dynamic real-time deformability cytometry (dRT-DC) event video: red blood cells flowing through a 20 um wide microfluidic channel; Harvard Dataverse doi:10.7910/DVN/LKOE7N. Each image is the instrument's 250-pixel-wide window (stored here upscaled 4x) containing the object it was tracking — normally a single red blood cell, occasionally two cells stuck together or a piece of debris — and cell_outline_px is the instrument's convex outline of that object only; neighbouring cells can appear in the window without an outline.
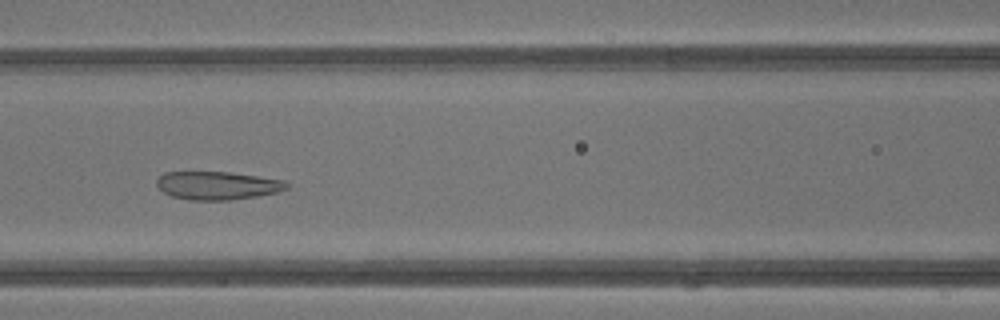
{"species": "common noctule bat (a hibernating species)", "species_latin": "Nyctalus noctula", "temperature_condition": "warm", "stored_images_in_passage": 41, "camera_frame_rate_fps": 3000, "um_per_image_px": 0.085, "animal": {"sex": "male", "body_mass_g": 13.3}, "frame": {"image": 1, "passage_image": 17, "time_ms": 5.333, "image_size_px": [1000, 320], "cell_outline_px": [[288, 188], [276, 192], [256, 196], [232, 200], [188, 200], [172, 196], [164, 192], [156, 184], [156, 180], [164, 172], [228, 172], [284, 180], [288, 184]], "centroid_in_image_um": [18.46, 15.77], "position_along_channel_um": 148.1, "area_um2": 21.21}}
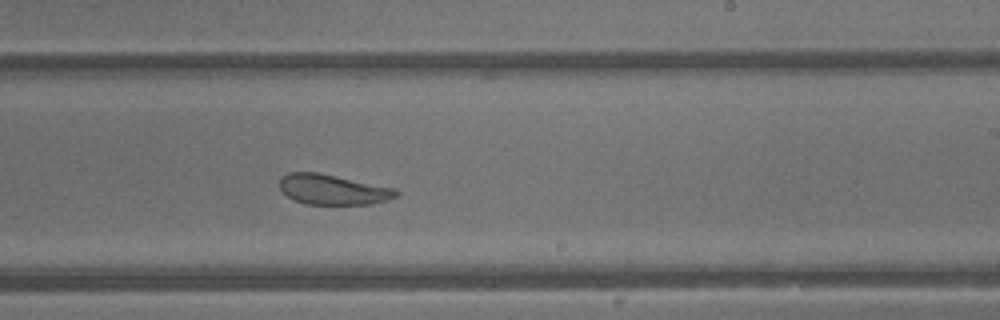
{"frame": {"image": 2, "passage_image": 24, "time_ms": 7.667, "image_size_px": [1000, 320], "cell_outline_px": [[400, 192], [396, 196], [372, 204], [304, 204], [288, 196], [280, 188], [280, 176], [288, 172], [316, 172], [396, 188]], "centroid_in_image_um": [28.28, 16.1], "position_along_channel_um": 260.7, "area_um2": 20.35}}
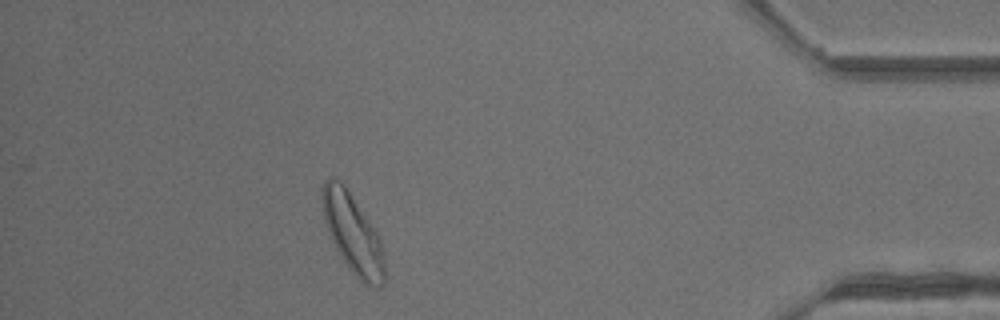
{"frame": {"image": 3, "passage_image": 36, "time_ms": 11.667, "image_size_px": [1000, 320], "cell_outline_px": [[384, 284], [380, 288], [376, 288], [364, 284], [352, 272], [336, 248], [332, 240], [324, 220], [320, 196], [324, 180], [328, 176], [336, 176], [340, 180], [368, 220], [376, 232], [380, 240], [384, 256]], "centroid_in_image_um": [29.96, 19.84], "position_along_channel_um": 405.2, "area_um2": 28.5}, "authors_computed_cell_mechanics": {"area_um2": 24.7962, "velocity_mm_per_s": 4.8373, "shape_relaxation_time_tau1_ms": 10.7652, "shape_relaxation_time_tau2_ms": 1.9083, "deformation_change_tau1": 0.2449, "deformation_change_tau2": 0.0791}}